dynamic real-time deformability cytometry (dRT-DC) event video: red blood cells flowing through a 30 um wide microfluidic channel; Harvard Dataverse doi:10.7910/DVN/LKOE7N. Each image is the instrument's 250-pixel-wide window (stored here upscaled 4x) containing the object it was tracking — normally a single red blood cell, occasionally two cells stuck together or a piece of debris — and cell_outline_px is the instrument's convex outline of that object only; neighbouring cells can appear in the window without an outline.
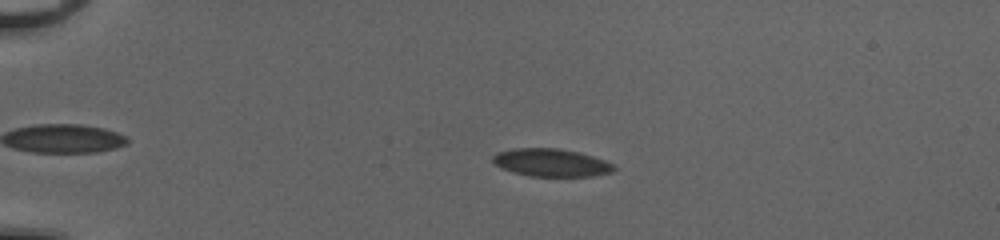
{"species": "common noctule bat (a hibernating species)", "species_latin": "Nyctalus noctula", "temperature_condition": "cold", "stored_images_in_passage": 55, "camera_frame_rate_fps": 3000, "um_per_image_px": 0.085, "animal": {"sex": "female", "body_mass_g": 20.0, "forearm_length_mm": 54.0}, "frame": {"image": 1, "passage_image": 14, "time_ms": 4.333, "image_size_px": [1000, 240], "cell_outline_px": [[616, 168], [608, 172], [592, 176], [532, 176], [516, 172], [504, 168], [496, 164], [492, 160], [492, 156], [500, 152], [520, 148], [556, 148], [576, 152], [604, 160], [612, 164]], "centroid_in_image_um": [46.85, 13.82], "position_along_channel_um": 38.1, "area_um2": 18.9}}
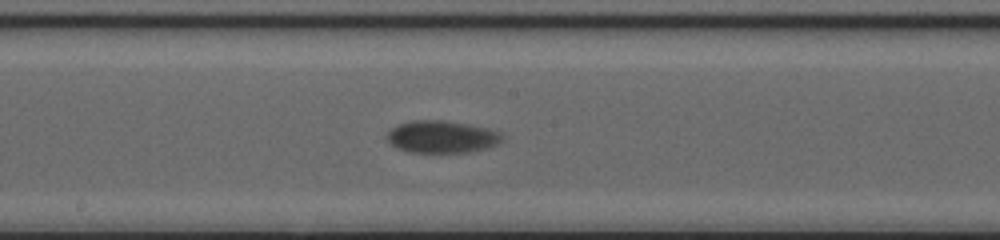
{"frame": {"image": 2, "passage_image": 32, "time_ms": 10.333, "image_size_px": [1000, 240], "cell_outline_px": [[500, 140], [496, 144], [484, 148], [468, 152], [408, 152], [392, 144], [388, 140], [388, 132], [392, 128], [400, 124], [412, 120], [440, 120], [464, 124], [484, 128], [496, 132], [500, 136]], "centroid_in_image_um": [37.48, 11.63], "position_along_channel_um": 210.7, "area_um2": 20.81}}
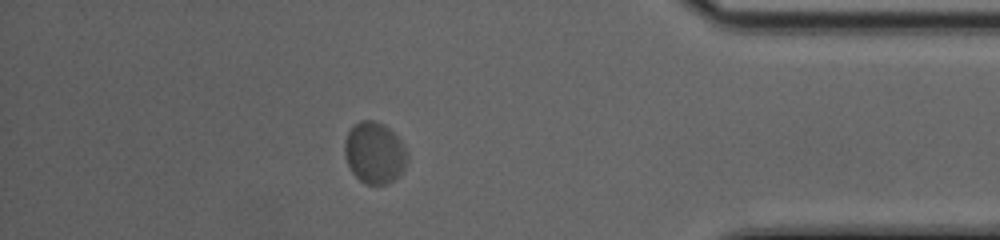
{"frame": {"image": 3, "passage_image": 49, "time_ms": 16.0, "image_size_px": [1000, 240], "cell_outline_px": [[404, 168], [392, 180], [384, 184], [368, 184], [360, 180], [352, 172], [348, 164], [344, 152], [344, 144], [348, 132], [360, 120], [372, 120], [384, 124], [400, 140], [404, 148]], "centroid_in_image_um": [31.78, 12.97], "position_along_channel_um": 403.4, "area_um2": 21.68}, "authors_computed_cell_mechanics": {"area_um2": 19.9988, "velocity_mm_per_s": 3.9072, "shape_relaxation_time_tau1_ms": 5.1338, "shape_relaxation_time_tau2_ms": null, "deformation_change_tau1": 0.1126, "deformation_change_tau2": null}}